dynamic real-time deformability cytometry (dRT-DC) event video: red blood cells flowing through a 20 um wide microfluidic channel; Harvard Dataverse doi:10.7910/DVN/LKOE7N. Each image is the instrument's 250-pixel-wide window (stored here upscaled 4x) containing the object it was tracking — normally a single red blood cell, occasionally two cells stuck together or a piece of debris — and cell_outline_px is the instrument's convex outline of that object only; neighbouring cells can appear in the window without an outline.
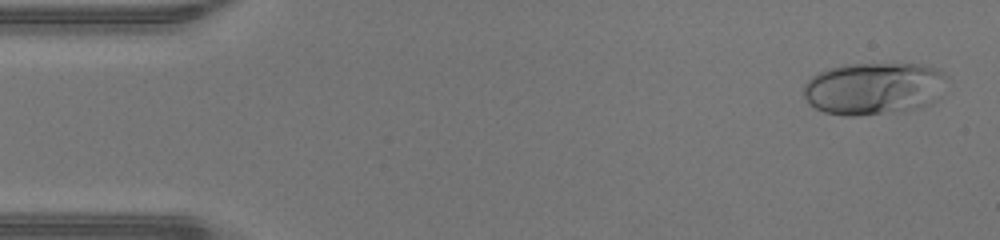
{"species": "human", "species_latin": "Homo sapiens", "temperature_condition": "warm", "stored_images_in_passage": 46, "camera_frame_rate_fps": 3000, "um_per_image_px": 0.085, "donor": {"sex": "male"}, "frame": {"image": 1, "passage_image": 2, "time_ms": 0.333, "image_size_px": [1000, 240], "cell_outline_px": [[948, 76], [940, 96], [932, 104], [920, 108], [904, 112], [856, 116], [848, 116], [824, 112], [816, 108], [804, 96], [804, 84], [816, 72], [828, 68], [844, 64], [924, 64], [940, 68]], "centroid_in_image_um": [74.34, 7.52], "position_along_channel_um": 10.7, "area_um2": 44.62}}
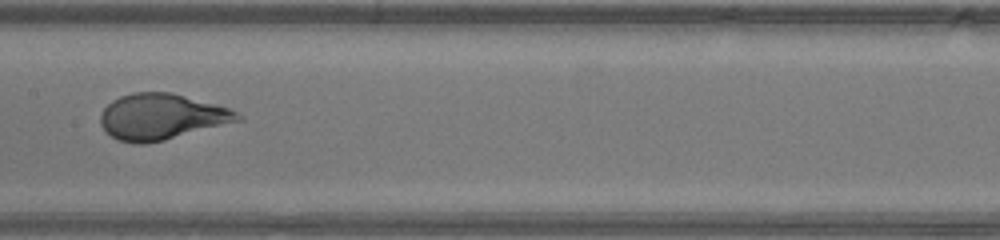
{"frame": {"image": 2, "passage_image": 23, "time_ms": 7.333, "image_size_px": [1000, 240], "cell_outline_px": [[244, 120], [164, 140], [144, 144], [132, 144], [116, 140], [100, 124], [100, 116], [104, 108], [112, 100], [120, 96], [132, 92], [172, 92], [232, 108], [244, 116]], "centroid_in_image_um": [13.77, 9.92], "position_along_channel_um": 193.6, "area_um2": 37.11}}
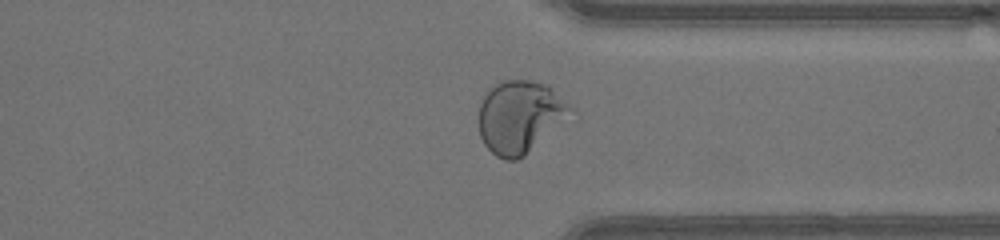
{"frame": {"image": 3, "passage_image": 35, "time_ms": 11.333, "image_size_px": [1000, 240], "cell_outline_px": [[572, 108], [524, 156], [516, 160], [504, 160], [496, 156], [484, 144], [480, 136], [480, 104], [484, 96], [496, 84], [504, 80], [532, 80], [548, 84]], "centroid_in_image_um": [44.11, 9.9], "position_along_channel_um": 367.3, "area_um2": 37.22}, "authors_computed_cell_mechanics": {"area_um2": 37.5411, "velocity_mm_per_s": 4.3809, "shape_relaxation_time_tau1_ms": 5.0451, "shape_relaxation_time_tau2_ms": null, "deformation_change_tau1": 0.2886, "deformation_change_tau2": null}}